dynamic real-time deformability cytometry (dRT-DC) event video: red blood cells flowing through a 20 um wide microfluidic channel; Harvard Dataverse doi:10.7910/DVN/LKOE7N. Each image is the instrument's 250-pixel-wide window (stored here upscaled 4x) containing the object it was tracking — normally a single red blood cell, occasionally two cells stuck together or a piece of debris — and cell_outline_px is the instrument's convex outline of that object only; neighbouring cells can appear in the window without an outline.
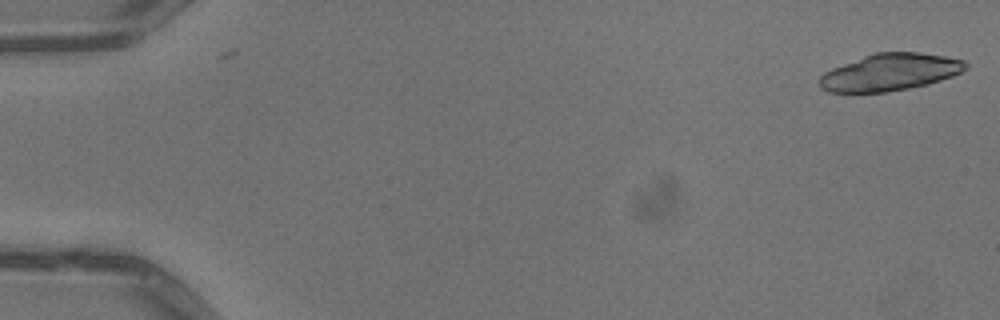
{"species": "common noctule bat (a hibernating species)", "species_latin": "Nyctalus noctula", "temperature_condition": "warm", "stored_images_in_passage": 19, "camera_frame_rate_fps": 3000, "um_per_image_px": 0.085, "animal": {"sex": "male", "body_mass_g": 13.3}, "frame": {"image": 1, "passage_image": 1, "time_ms": 0.0, "image_size_px": [1000, 320], "cell_outline_px": [[968, 68], [952, 76], [928, 84], [908, 88], [884, 92], [828, 92], [820, 88], [820, 76], [824, 72], [832, 68], [864, 56], [876, 52], [920, 52], [944, 56], [964, 60], [968, 64]], "centroid_in_image_um": [75.66, 6.13], "position_along_channel_um": 9.3, "area_um2": 31.39}}
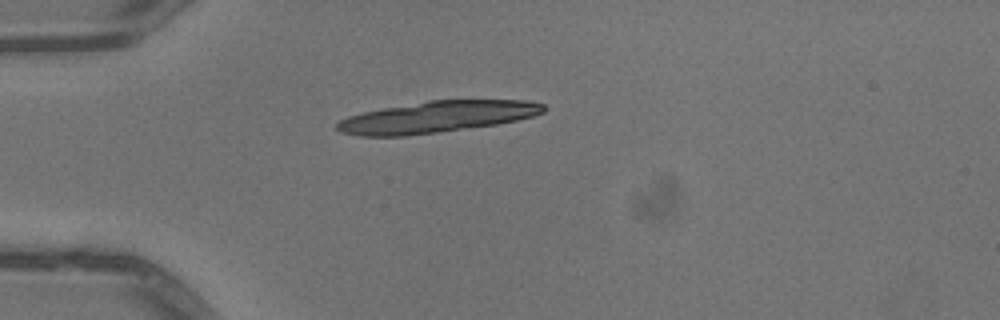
{"frame": {"image": 2, "passage_image": 14, "time_ms": 4.333, "image_size_px": [1000, 320], "cell_outline_px": [[544, 112], [532, 116], [516, 120], [496, 124], [436, 132], [404, 136], [360, 136], [340, 132], [336, 128], [336, 124], [340, 120], [348, 116], [364, 112], [384, 108], [428, 100], [524, 100], [544, 104]], "centroid_in_image_um": [37.1, 9.93], "position_along_channel_um": 47.9, "area_um2": 37.4}}